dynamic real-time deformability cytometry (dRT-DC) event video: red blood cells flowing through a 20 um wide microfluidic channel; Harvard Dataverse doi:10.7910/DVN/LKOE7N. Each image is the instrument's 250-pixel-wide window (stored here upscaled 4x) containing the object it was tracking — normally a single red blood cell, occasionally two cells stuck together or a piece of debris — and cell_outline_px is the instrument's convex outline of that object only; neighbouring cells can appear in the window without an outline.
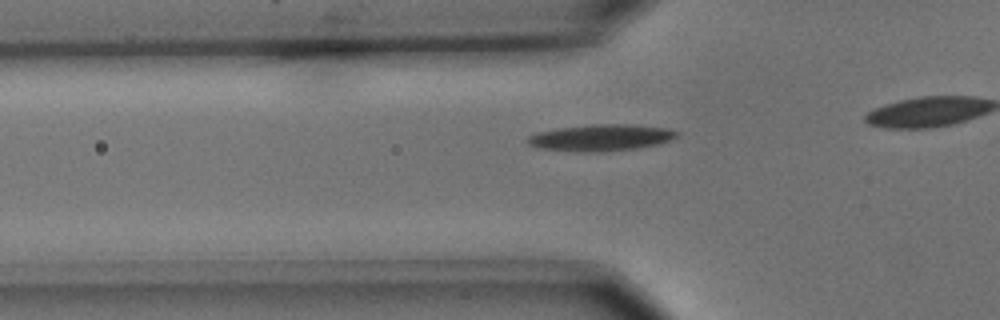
{"species": "common noctule bat (a hibernating species)", "species_latin": "Nyctalus noctula", "temperature_condition": "cold", "stored_images_in_passage": 30, "camera_frame_rate_fps": 3000, "um_per_image_px": 0.085, "animal": {"sex": "male", "body_mass_g": 15.6}, "frame": {"image": 1, "passage_image": 4, "time_ms": 1.0, "image_size_px": [1000, 320], "cell_outline_px": [[680, 136], [660, 144], [636, 148], [596, 152], [580, 152], [540, 148], [528, 144], [524, 140], [528, 136], [536, 132], [556, 128], [592, 124], [632, 124], [668, 128], [680, 132]], "centroid_in_image_um": [51.09, 11.69], "position_along_channel_um": 74.7, "area_um2": 23.41}}
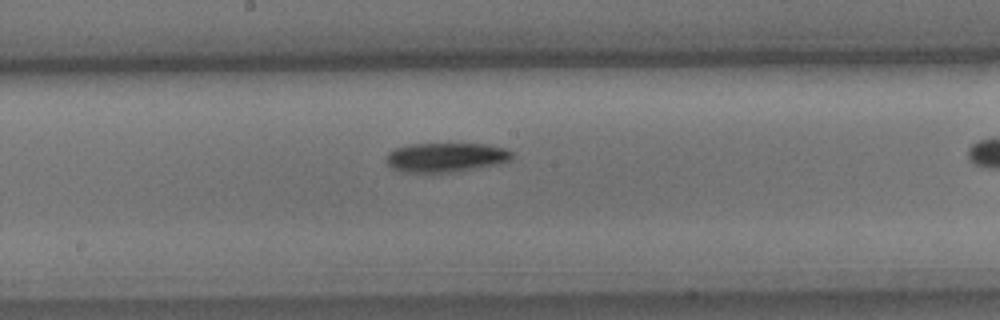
{"frame": {"image": 2, "passage_image": 15, "time_ms": 4.667, "image_size_px": [1000, 320], "cell_outline_px": [[512, 160], [500, 164], [456, 172], [408, 172], [392, 168], [388, 164], [388, 152], [396, 148], [412, 144], [488, 144], [504, 148], [512, 152]], "centroid_in_image_um": [37.97, 13.38], "position_along_channel_um": 210.2, "area_um2": 21.39}}
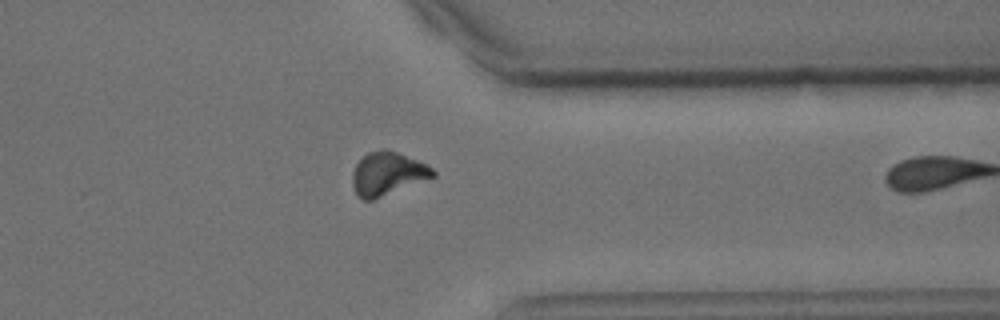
{"frame": {"image": 3, "passage_image": 29, "time_ms": 9.333, "image_size_px": [1000, 320], "cell_outline_px": [[436, 176], [372, 200], [364, 200], [356, 192], [352, 184], [352, 172], [356, 164], [368, 152], [384, 148], [388, 148], [428, 164], [436, 172]], "centroid_in_image_um": [32.95, 14.73], "position_along_channel_um": 378.4, "area_um2": 20.29}}